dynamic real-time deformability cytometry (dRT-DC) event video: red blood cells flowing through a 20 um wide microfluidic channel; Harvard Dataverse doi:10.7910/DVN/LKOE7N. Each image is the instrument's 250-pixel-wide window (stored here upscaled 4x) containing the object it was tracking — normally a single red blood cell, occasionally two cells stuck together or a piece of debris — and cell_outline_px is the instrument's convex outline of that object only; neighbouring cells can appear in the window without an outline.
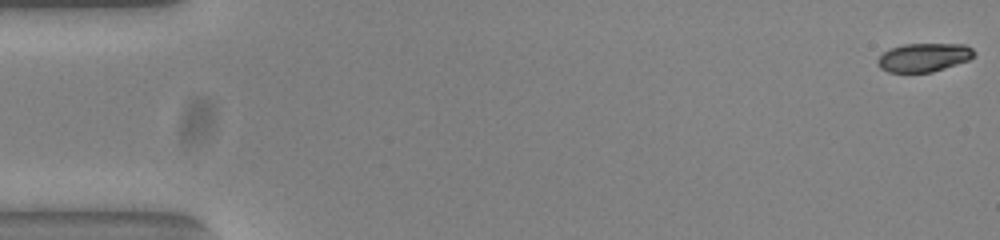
{"species": "common noctule bat (a hibernating species)", "species_latin": "Nyctalus noctula", "temperature_condition": "warm", "stored_images_in_passage": 54, "camera_frame_rate_fps": 3000, "um_per_image_px": 0.085, "animal": {"sex": "female", "body_mass_g": 23.0, "forearm_length_mm": 53.4}, "frame": {"image": 1, "passage_image": 1, "time_ms": 0.0, "image_size_px": [1000, 240], "cell_outline_px": [[976, 52], [968, 60], [932, 72], [888, 72], [880, 68], [876, 64], [876, 60], [884, 52], [892, 48], [904, 44], [964, 44], [972, 48]], "centroid_in_image_um": [78.5, 4.88], "position_along_channel_um": 6.5, "area_um2": 15.95}}
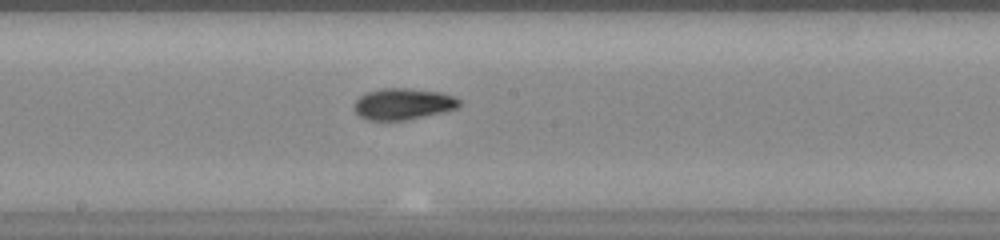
{"frame": {"image": 2, "passage_image": 29, "time_ms": 9.333, "image_size_px": [1000, 240], "cell_outline_px": [[460, 104], [456, 108], [440, 112], [404, 120], [368, 120], [360, 116], [356, 112], [356, 100], [360, 96], [368, 92], [384, 88], [408, 88], [440, 92], [452, 96], [460, 100]], "centroid_in_image_um": [34.25, 8.83], "position_along_channel_um": 213.9, "area_um2": 18.73}}
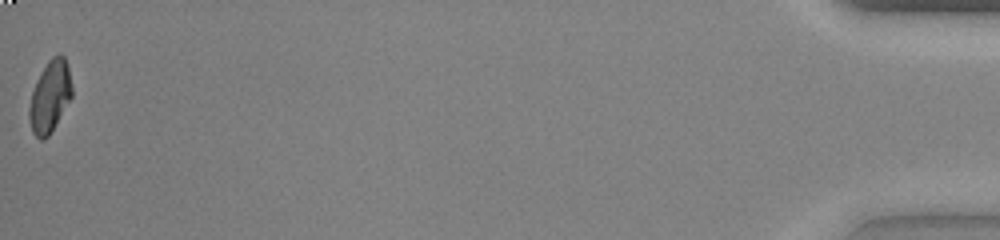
{"frame": {"image": 3, "passage_image": 54, "time_ms": 17.667, "image_size_px": [1000, 240], "cell_outline_px": [[72, 96], [48, 136], [44, 140], [40, 140], [32, 132], [28, 116], [28, 108], [32, 92], [40, 72], [48, 60], [52, 56], [60, 52], [64, 56], [68, 64], [72, 88]], "centroid_in_image_um": [4.23, 8.17], "position_along_channel_um": 431.0, "area_um2": 17.86}, "authors_computed_cell_mechanics": {"area_um2": 17.8891, "velocity_mm_per_s": 3.8379, "shape_relaxation_time_tau1_ms": 4.6531, "shape_relaxation_time_tau2_ms": 4.8173, "deformation_change_tau1": 0.1836, "deformation_change_tau2": 0.093}}